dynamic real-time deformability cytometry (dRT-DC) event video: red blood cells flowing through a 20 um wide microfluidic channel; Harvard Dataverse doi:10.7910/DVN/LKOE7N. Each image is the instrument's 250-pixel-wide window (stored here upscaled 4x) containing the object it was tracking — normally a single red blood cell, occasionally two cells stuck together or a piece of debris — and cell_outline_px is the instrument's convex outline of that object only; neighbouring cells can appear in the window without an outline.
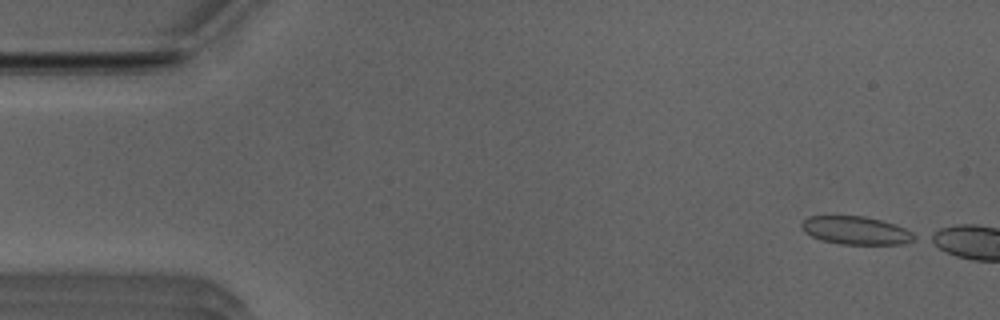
{"species": "Egyptian fruit bat (a non-hibernating species)", "species_latin": "Rousettus aegyptiacus", "temperature_condition": "room temperature", "stored_images_in_passage": 4, "camera_frame_rate_fps": 3000, "um_per_image_px": 0.085, "animal": {"sex": "male"}, "frame": {"image": 1, "passage_image": 1, "time_ms": 0.0, "image_size_px": [1000, 320], "cell_outline_px": [[920, 236], [904, 244], [840, 244], [824, 240], [812, 236], [804, 232], [800, 224], [808, 216], [864, 216], [896, 224]], "centroid_in_image_um": [72.78, 19.58], "position_along_channel_um": 12.2, "area_um2": 18.44}}